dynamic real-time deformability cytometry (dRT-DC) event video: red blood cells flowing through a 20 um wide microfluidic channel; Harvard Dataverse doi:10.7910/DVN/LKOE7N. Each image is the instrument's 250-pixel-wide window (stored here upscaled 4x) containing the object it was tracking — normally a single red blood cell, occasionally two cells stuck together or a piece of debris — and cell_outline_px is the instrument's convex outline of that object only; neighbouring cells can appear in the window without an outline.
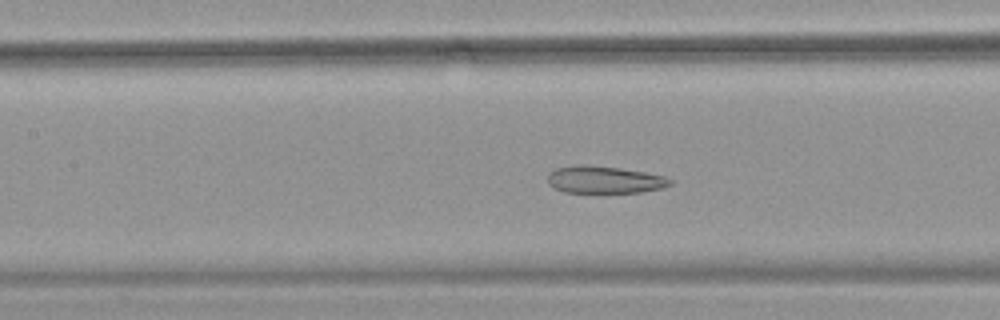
{"species": "common noctule bat (a hibernating species)", "species_latin": "Nyctalus noctula", "temperature_condition": "warm", "stored_images_in_passage": 54, "camera_frame_rate_fps": 3000, "um_per_image_px": 0.085, "animal": {"sex": "female", "body_mass_g": 18.4}, "frame": {"image": 1, "passage_image": 25, "time_ms": 8.0, "image_size_px": [1000, 320], "cell_outline_px": [[672, 184], [664, 188], [644, 192], [564, 192], [548, 184], [548, 172], [552, 168], [576, 164], [584, 164], [620, 168], [644, 172], [664, 176], [672, 180]], "centroid_in_image_um": [51.35, 15.26], "position_along_channel_um": 156.0, "area_um2": 19.65}}
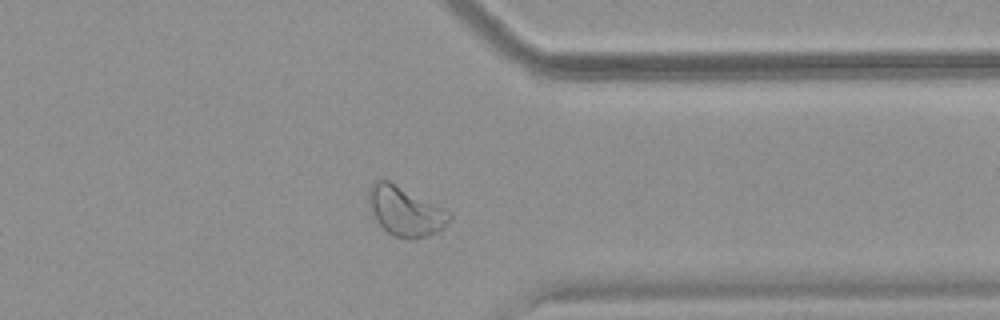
{"frame": {"image": 2, "passage_image": 43, "time_ms": 14.0, "image_size_px": [1000, 320], "cell_outline_px": [[452, 216], [444, 228], [428, 236], [412, 240], [408, 240], [392, 236], [376, 220], [368, 204], [368, 188], [380, 176], [452, 212]], "centroid_in_image_um": [34.44, 17.95], "position_along_channel_um": 377.0, "area_um2": 23.52}}
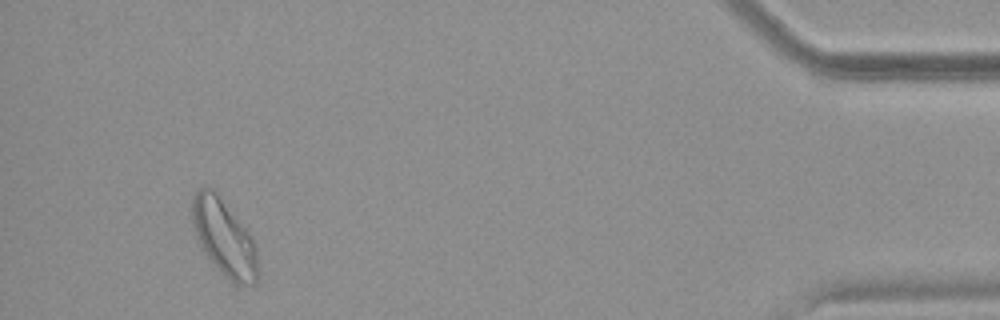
{"frame": {"image": 3, "passage_image": 51, "time_ms": 16.667, "image_size_px": [1000, 320], "cell_outline_px": [[256, 284], [236, 284], [224, 276], [220, 272], [204, 252], [200, 244], [192, 220], [192, 200], [196, 192], [200, 188], [212, 188], [216, 192], [252, 236], [256, 244]], "centroid_in_image_um": [19.05, 20.2], "position_along_channel_um": 416.2, "area_um2": 28.55}, "authors_computed_cell_mechanics": {"area_um2": 25.432, "velocity_mm_per_s": 3.7383, "shape_relaxation_time_tau1_ms": null, "shape_relaxation_time_tau2_ms": 1.9543, "deformation_change_tau1": null, "deformation_change_tau2": 0.0984}}